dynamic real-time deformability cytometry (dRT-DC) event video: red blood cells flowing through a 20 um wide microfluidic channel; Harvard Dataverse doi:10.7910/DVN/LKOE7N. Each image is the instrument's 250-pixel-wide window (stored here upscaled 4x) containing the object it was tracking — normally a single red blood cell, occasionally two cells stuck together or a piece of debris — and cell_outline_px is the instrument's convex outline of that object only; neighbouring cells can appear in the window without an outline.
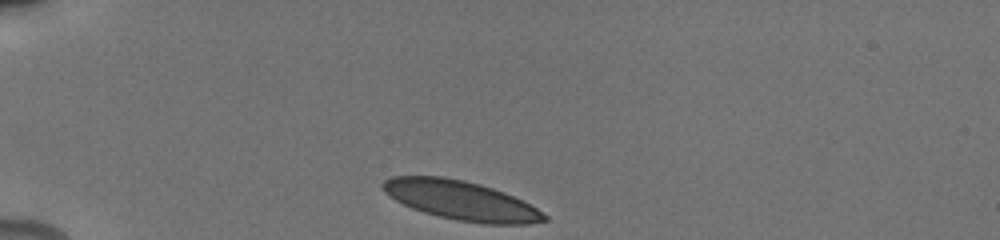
{"species": "human", "species_latin": "Homo sapiens", "temperature_condition": "cold", "stored_images_in_passage": 30, "camera_frame_rate_fps": 3000, "um_per_image_px": 0.085, "donor": {"sex": "male"}, "frame": {"image": 1, "passage_image": 1, "time_ms": 0.0, "image_size_px": [1000, 240], "cell_outline_px": [[548, 220], [528, 224], [484, 224], [456, 220], [424, 212], [412, 208], [396, 200], [384, 192], [380, 188], [380, 184], [384, 180], [392, 176], [444, 176], [464, 180], [480, 184], [504, 192], [524, 200], [548, 216]], "centroid_in_image_um": [39.19, 17.03], "position_along_channel_um": 45.8, "area_um2": 36.99}}